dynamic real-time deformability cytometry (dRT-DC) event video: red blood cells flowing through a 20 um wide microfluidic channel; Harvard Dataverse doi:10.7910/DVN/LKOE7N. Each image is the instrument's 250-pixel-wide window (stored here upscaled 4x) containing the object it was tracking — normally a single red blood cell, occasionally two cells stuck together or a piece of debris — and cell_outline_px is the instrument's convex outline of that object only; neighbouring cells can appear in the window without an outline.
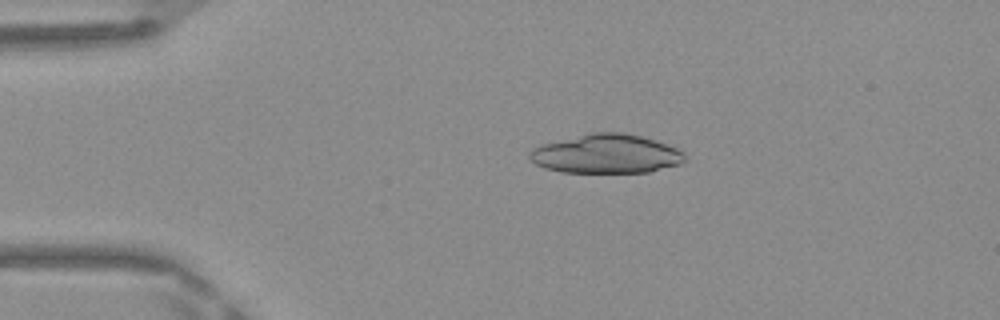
{"species": "Egyptian fruit bat (a non-hibernating species)", "species_latin": "Rousettus aegyptiacus", "temperature_condition": "warm", "stored_images_in_passage": 47, "camera_frame_rate_fps": 3000, "um_per_image_px": 0.085, "frame": {"image": 1, "passage_image": 9, "time_ms": 2.667, "image_size_px": [1000, 320], "cell_outline_px": [[684, 160], [680, 164], [648, 172], [560, 172], [544, 168], [536, 164], [528, 156], [528, 152], [532, 148], [544, 144], [592, 132], [624, 132], [656, 140], [668, 144], [684, 152]], "centroid_in_image_um": [51.53, 13.08], "position_along_channel_um": 33.5, "area_um2": 35.14}}
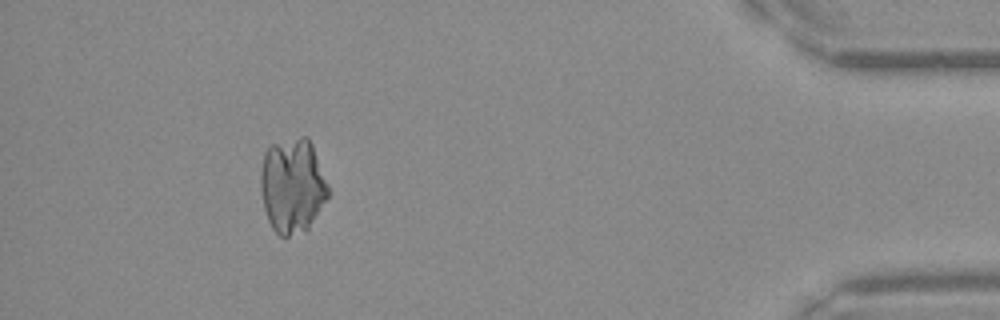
{"frame": {"image": 2, "passage_image": 43, "time_ms": 14.0, "image_size_px": [1000, 320], "cell_outline_px": [[328, 196], [308, 228], [304, 232], [284, 240], [272, 228], [268, 220], [264, 208], [260, 188], [260, 172], [264, 152], [272, 144], [300, 136], [308, 136], [312, 144], [328, 184]], "centroid_in_image_um": [24.83, 15.8], "position_along_channel_um": 410.4, "area_um2": 37.63}}